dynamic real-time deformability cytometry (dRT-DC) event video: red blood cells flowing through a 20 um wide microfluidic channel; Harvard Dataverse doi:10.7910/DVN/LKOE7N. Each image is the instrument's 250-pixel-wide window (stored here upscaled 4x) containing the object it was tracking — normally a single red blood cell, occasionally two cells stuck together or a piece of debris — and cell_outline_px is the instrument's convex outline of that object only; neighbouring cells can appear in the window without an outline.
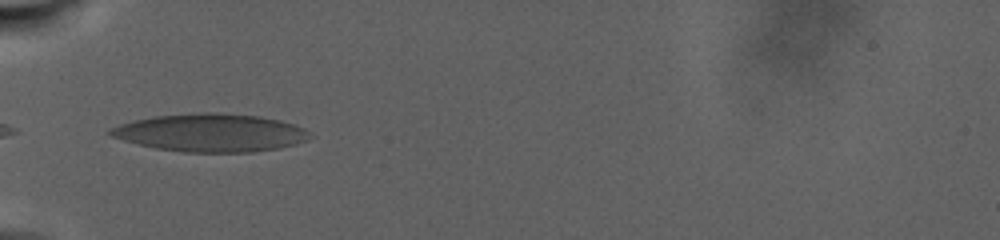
{"species": "human", "species_latin": "Homo sapiens", "temperature_condition": "warm", "stored_images_in_passage": 58, "camera_frame_rate_fps": 3000, "um_per_image_px": 0.085, "donor": {"sex": "male"}, "frame": {"image": 1, "passage_image": 1, "time_ms": 0.0, "image_size_px": [1000, 240], "cell_outline_px": [[316, 136], [308, 140], [296, 144], [280, 148], [252, 152], [184, 152], [156, 148], [124, 140], [112, 136], [104, 132], [108, 128], [120, 124], [152, 116], [204, 112], [216, 112], [260, 116], [280, 120], [296, 124], [304, 128]], "centroid_in_image_um": [17.96, 11.28], "position_along_channel_um": 67.0, "area_um2": 44.45}}
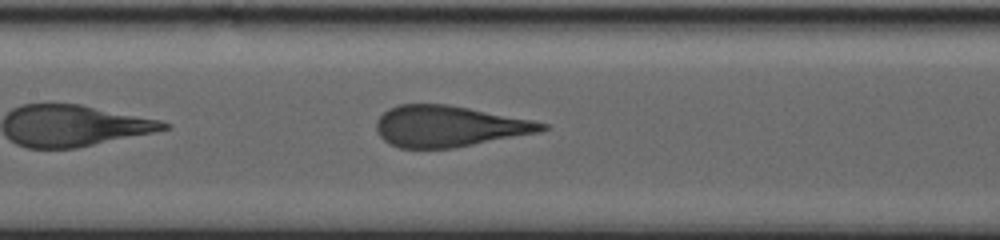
{"frame": {"image": 2, "passage_image": 15, "time_ms": 5.0, "image_size_px": [1000, 240], "cell_outline_px": [[548, 128], [540, 132], [456, 148], [400, 148], [384, 140], [376, 132], [376, 120], [388, 108], [396, 104], [448, 104], [532, 120], [548, 124]], "centroid_in_image_um": [38.14, 10.73], "position_along_channel_um": 169.3, "area_um2": 39.71}}
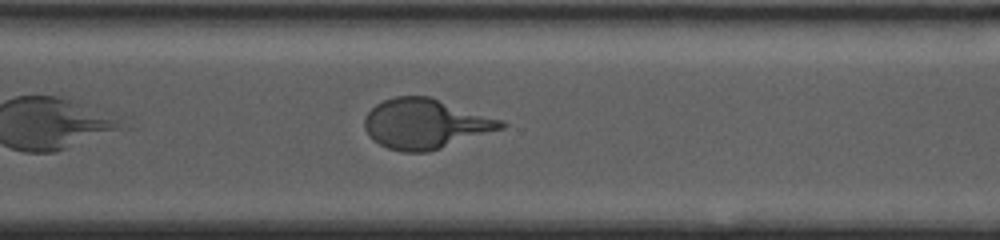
{"frame": {"image": 3, "passage_image": 40, "time_ms": 12.667, "image_size_px": [1000, 240], "cell_outline_px": [[508, 124], [504, 128], [428, 152], [404, 152], [388, 148], [372, 140], [368, 136], [364, 128], [364, 116], [376, 104], [384, 100], [396, 96], [428, 96], [504, 120]], "centroid_in_image_um": [36.14, 10.52], "position_along_channel_um": 334.5, "area_um2": 39.71}, "authors_computed_cell_mechanics": {"area_um2": 40.3155, "velocity_mm_per_s": 2.162, "shape_relaxation_time_tau1_ms": 10.7442, "shape_relaxation_time_tau2_ms": null, "deformation_change_tau1": 0.2821, "deformation_change_tau2": null}}